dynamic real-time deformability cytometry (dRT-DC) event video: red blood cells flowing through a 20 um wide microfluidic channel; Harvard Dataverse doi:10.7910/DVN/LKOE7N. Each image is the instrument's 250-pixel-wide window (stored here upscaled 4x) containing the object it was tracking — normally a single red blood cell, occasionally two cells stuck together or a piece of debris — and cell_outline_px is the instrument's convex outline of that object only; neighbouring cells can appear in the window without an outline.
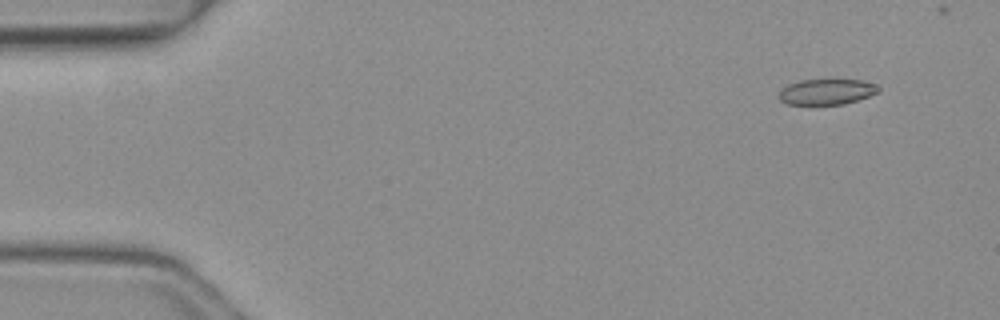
{"species": "common noctule bat (a hibernating species)", "species_latin": "Nyctalus noctula", "temperature_condition": "warm", "stored_images_in_passage": 6, "camera_frame_rate_fps": 3000, "um_per_image_px": 0.085, "animal": {"sex": "female", "body_mass_g": 19.3, "forearm_length_mm": 54.1}, "frame": {"image": 1, "passage_image": 2, "time_ms": 0.333, "image_size_px": [1000, 320], "cell_outline_px": [[880, 92], [844, 104], [784, 104], [780, 100], [780, 92], [788, 84], [800, 80], [860, 80], [876, 84], [880, 88]], "centroid_in_image_um": [70.28, 7.8], "position_along_channel_um": 14.7, "area_um2": 14.68}}
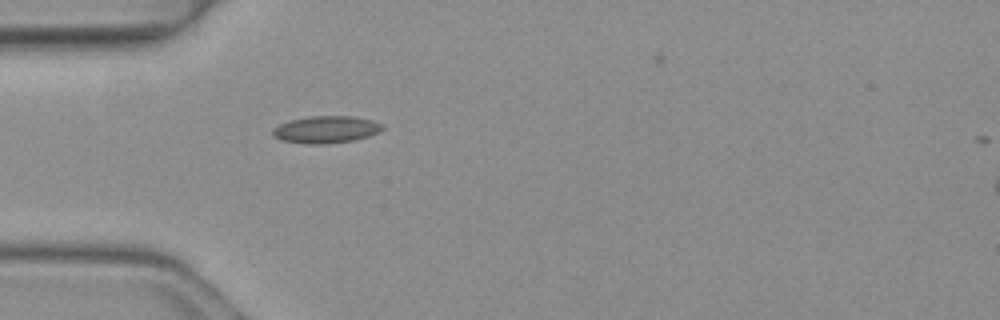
{"frame": {"image": 2, "passage_image": 5, "time_ms": 1.333, "image_size_px": [1000, 320], "cell_outline_px": [[384, 128], [380, 132], [368, 136], [352, 140], [324, 144], [304, 144], [280, 140], [272, 136], [272, 128], [280, 124], [292, 120], [312, 116], [352, 116], [372, 120], [384, 124]], "centroid_in_image_um": [27.71, 11.01], "position_along_channel_um": 57.3, "area_um2": 17.4}}